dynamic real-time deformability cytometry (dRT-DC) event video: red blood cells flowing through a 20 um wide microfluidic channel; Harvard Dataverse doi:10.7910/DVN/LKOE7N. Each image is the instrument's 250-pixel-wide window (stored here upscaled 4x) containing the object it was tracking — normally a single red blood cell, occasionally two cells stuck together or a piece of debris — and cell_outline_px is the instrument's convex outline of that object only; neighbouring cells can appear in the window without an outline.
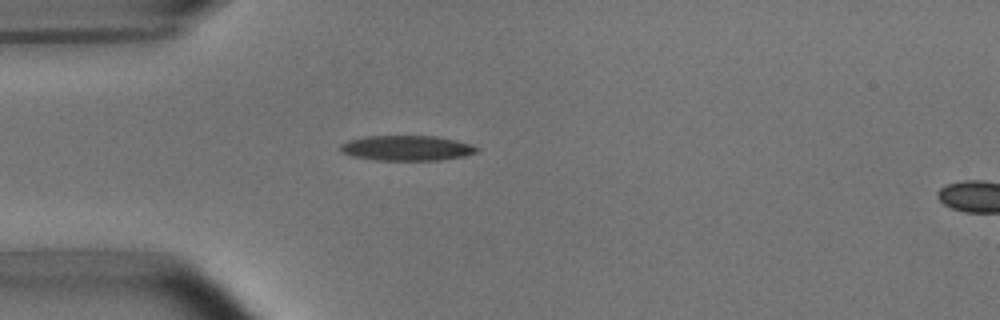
{"species": "common noctule bat (a hibernating species)", "species_latin": "Nyctalus noctula", "temperature_condition": "room temperature", "stored_images_in_passage": 1, "camera_frame_rate_fps": 3000, "um_per_image_px": 0.085, "animal": {"sex": "male", "body_mass_g": 15.6}, "frame": {"image": 1, "passage_image": 1, "time_ms": 0.0, "image_size_px": [1000, 320], "cell_outline_px": [[480, 148], [476, 152], [464, 156], [440, 160], [376, 160], [352, 156], [340, 152], [340, 144], [348, 140], [368, 136], [436, 136], [456, 140], [472, 144]], "centroid_in_image_um": [34.57, 12.58], "position_along_channel_um": 50.4, "area_um2": 20.06}}